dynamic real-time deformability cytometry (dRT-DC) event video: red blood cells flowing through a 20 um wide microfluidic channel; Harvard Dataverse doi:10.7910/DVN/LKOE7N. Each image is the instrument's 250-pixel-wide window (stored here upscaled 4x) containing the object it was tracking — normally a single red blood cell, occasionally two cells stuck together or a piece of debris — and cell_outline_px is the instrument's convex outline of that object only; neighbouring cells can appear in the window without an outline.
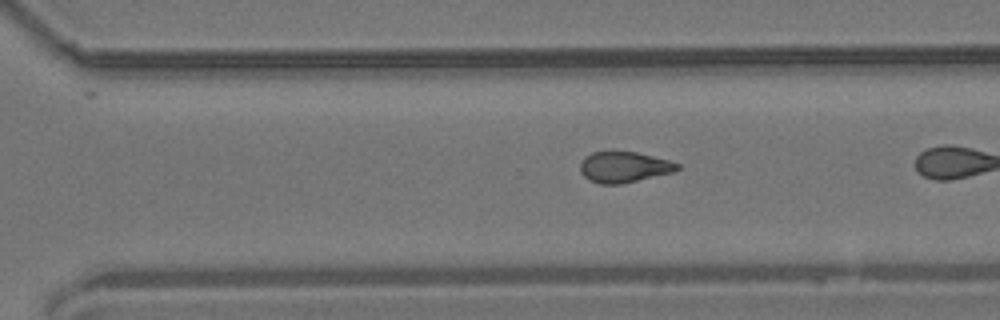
{"species": "common noctule bat (a hibernating species)", "species_latin": "Nyctalus noctula", "temperature_condition": "room temperature", "stored_images_in_passage": 39, "camera_frame_rate_fps": 3000, "um_per_image_px": 0.085, "animal": {"sex": "male", "body_mass_g": 19.2, "forearm_length_mm": 51.8}, "frame": {"image": 1, "passage_image": 34, "time_ms": 11.0, "image_size_px": [1000, 320], "cell_outline_px": [[680, 168], [672, 172], [620, 184], [600, 184], [588, 180], [580, 172], [580, 164], [584, 156], [592, 152], [612, 148], [636, 152], [668, 160], [680, 164]], "centroid_in_image_um": [52.97, 14.15], "position_along_channel_um": 317.6, "area_um2": 17.92}}